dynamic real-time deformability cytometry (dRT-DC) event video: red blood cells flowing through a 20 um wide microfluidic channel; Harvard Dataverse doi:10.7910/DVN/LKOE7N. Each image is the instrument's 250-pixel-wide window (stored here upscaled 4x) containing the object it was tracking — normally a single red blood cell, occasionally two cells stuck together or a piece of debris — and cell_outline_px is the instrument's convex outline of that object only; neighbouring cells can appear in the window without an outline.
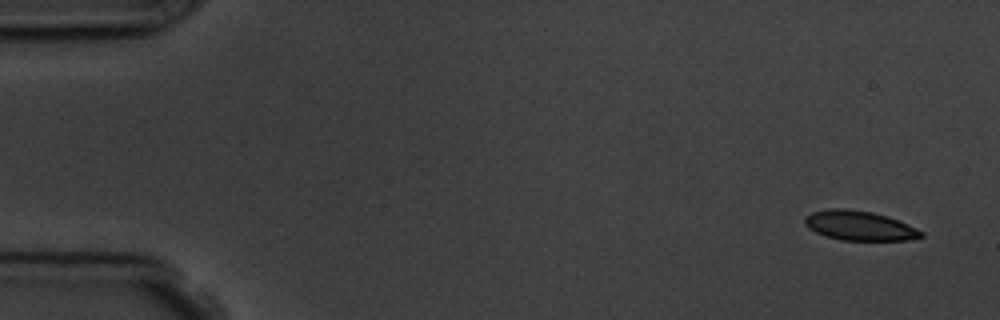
{"species": "common noctule bat (a hibernating species)", "species_latin": "Nyctalus noctula", "temperature_condition": "room temperature", "stored_images_in_passage": 6, "camera_frame_rate_fps": 3000, "um_per_image_px": 0.085, "animal": {"sex": "male", "body_mass_g": 19.5, "forearm_length_mm": 54.6}, "frame": {"image": 1, "passage_image": 1, "time_ms": 0.0, "image_size_px": [1000, 320], "cell_outline_px": [[924, 236], [908, 240], [840, 240], [816, 232], [808, 228], [804, 224], [804, 216], [812, 212], [828, 208], [844, 208], [872, 212], [888, 216], [908, 224], [924, 232]], "centroid_in_image_um": [73.04, 19.17], "position_along_channel_um": 12.0, "area_um2": 20.11}}
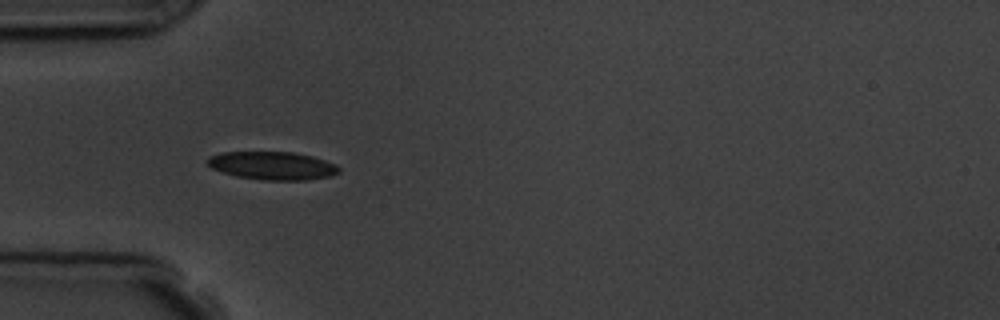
{"frame": {"image": 2, "passage_image": 5, "time_ms": 4.667, "image_size_px": [1000, 320], "cell_outline_px": [[340, 172], [332, 176], [304, 180], [264, 180], [236, 176], [212, 168], [204, 160], [208, 156], [220, 152], [296, 152], [312, 156], [336, 164], [340, 168]], "centroid_in_image_um": [23.16, 14.07], "position_along_channel_um": 61.8, "area_um2": 21.68}}